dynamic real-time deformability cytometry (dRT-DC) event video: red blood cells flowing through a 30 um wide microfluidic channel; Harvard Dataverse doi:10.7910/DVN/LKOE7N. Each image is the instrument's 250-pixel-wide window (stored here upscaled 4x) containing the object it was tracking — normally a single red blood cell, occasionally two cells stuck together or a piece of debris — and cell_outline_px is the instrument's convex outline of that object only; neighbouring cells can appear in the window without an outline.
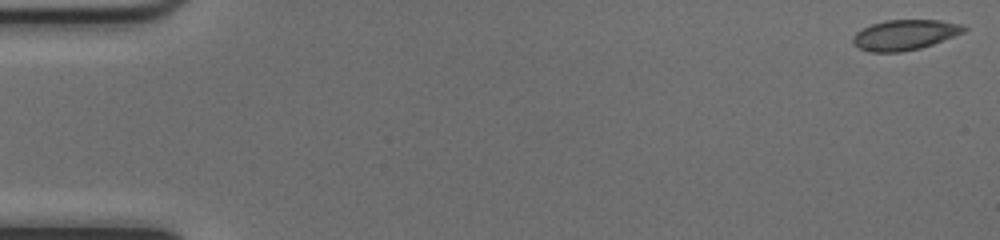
{"species": "common noctule bat (a hibernating species)", "species_latin": "Nyctalus noctula", "temperature_condition": "cold", "stored_images_in_passage": 51, "camera_frame_rate_fps": 3000, "um_per_image_px": 0.085, "animal": {"sex": "female", "body_mass_g": 17.0, "forearm_length_mm": 48.0}, "frame": {"image": 1, "passage_image": 1, "time_ms": 0.0, "image_size_px": [1000, 240], "cell_outline_px": [[968, 28], [964, 32], [932, 44], [920, 48], [900, 52], [868, 52], [852, 44], [852, 36], [856, 32], [872, 24], [884, 20], [940, 20], [960, 24]], "centroid_in_image_um": [76.87, 2.96], "position_along_channel_um": 8.1, "area_um2": 19.54}}
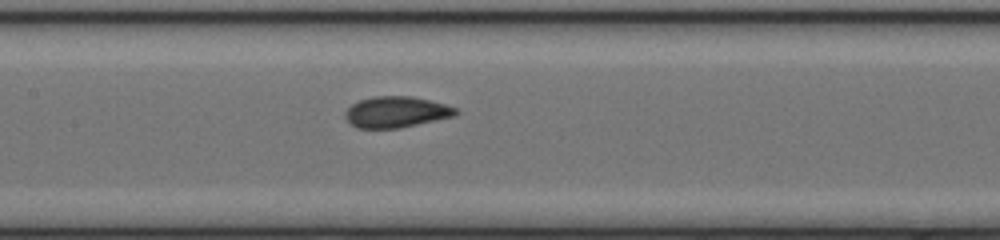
{"frame": {"image": 2, "passage_image": 25, "time_ms": 8.0, "image_size_px": [1000, 240], "cell_outline_px": [[460, 112], [456, 116], [400, 128], [356, 128], [344, 116], [344, 112], [352, 104], [360, 100], [372, 96], [412, 96], [444, 104], [456, 108]], "centroid_in_image_um": [33.69, 9.52], "position_along_channel_um": 173.7, "area_um2": 20.06}}
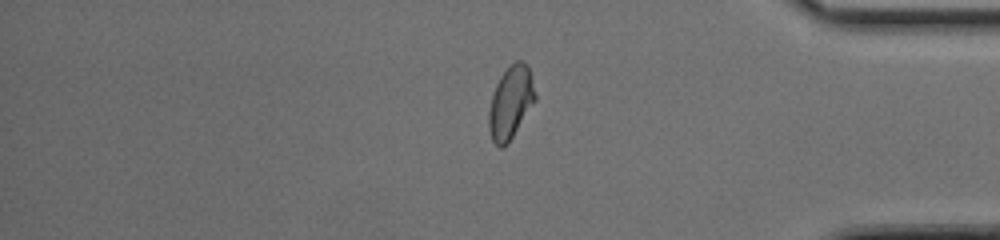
{"frame": {"image": 3, "passage_image": 43, "time_ms": 14.0, "image_size_px": [1000, 240], "cell_outline_px": [[536, 100], [508, 144], [504, 148], [500, 148], [492, 140], [488, 128], [488, 112], [492, 96], [496, 84], [500, 76], [516, 60], [524, 60], [528, 64], [536, 96]], "centroid_in_image_um": [43.4, 8.73], "position_along_channel_um": 391.8, "area_um2": 19.71}, "authors_computed_cell_mechanics": {"area_um2": 19.8254, "velocity_mm_per_s": 4.0329, "shape_relaxation_time_tau1_ms": 5.2967, "shape_relaxation_time_tau2_ms": 1.0315, "deformation_change_tau1": 0.1385, "deformation_change_tau2": 0.0411}}